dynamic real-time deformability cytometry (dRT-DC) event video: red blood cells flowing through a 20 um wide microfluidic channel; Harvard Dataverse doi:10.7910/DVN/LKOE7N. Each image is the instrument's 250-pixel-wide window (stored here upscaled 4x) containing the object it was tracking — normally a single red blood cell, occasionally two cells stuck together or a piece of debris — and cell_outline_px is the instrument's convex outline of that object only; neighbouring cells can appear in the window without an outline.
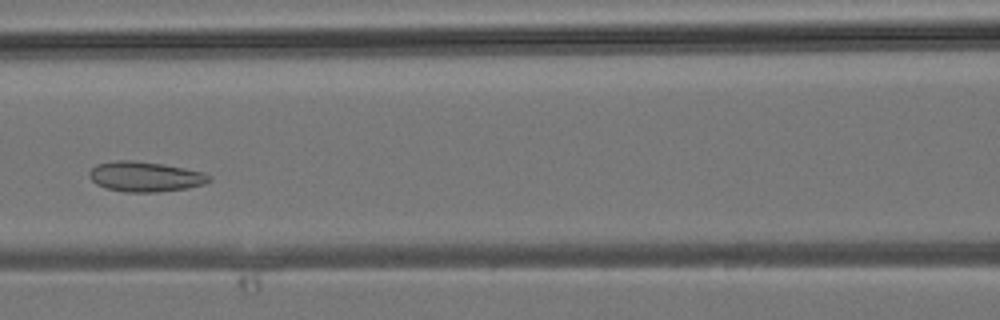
{"species": "common noctule bat (a hibernating species)", "species_latin": "Nyctalus noctula", "temperature_condition": "room temperature", "stored_images_in_passage": 33, "camera_frame_rate_fps": 3000, "um_per_image_px": 0.085, "animal": {"sex": "male", "body_mass_g": 19.2, "forearm_length_mm": 51.8}, "frame": {"image": 1, "passage_image": 14, "time_ms": 4.333, "image_size_px": [1000, 320], "cell_outline_px": [[212, 180], [204, 184], [188, 188], [156, 192], [124, 192], [104, 188], [96, 184], [88, 176], [88, 172], [96, 164], [116, 160], [132, 160], [164, 164], [204, 172], [212, 176]], "centroid_in_image_um": [12.34, 15.01], "position_along_channel_um": 154.3, "area_um2": 21.27}}
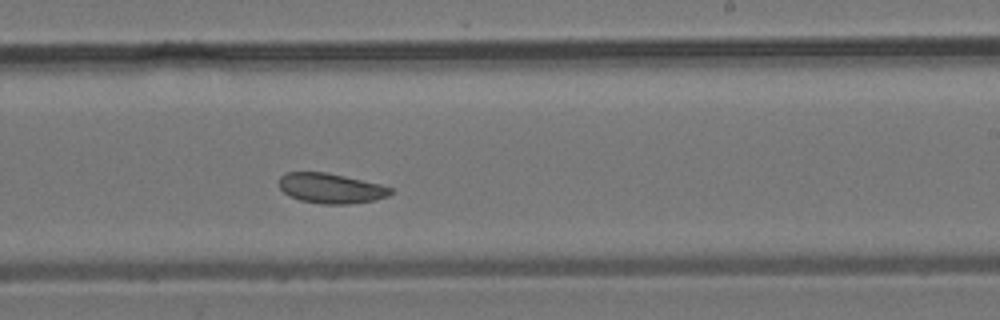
{"frame": {"image": 2, "passage_image": 20, "time_ms": 6.333, "image_size_px": [1000, 320], "cell_outline_px": [[392, 192], [388, 196], [376, 200], [348, 204], [320, 204], [300, 200], [284, 192], [280, 188], [280, 176], [284, 172], [328, 172], [380, 184], [392, 188]], "centroid_in_image_um": [28.13, 16.0], "position_along_channel_um": 260.9, "area_um2": 19.54}}
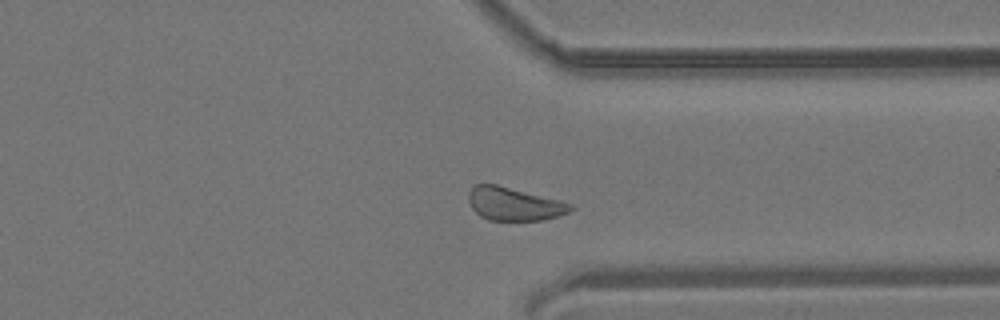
{"frame": {"image": 3, "passage_image": 26, "time_ms": 8.333, "image_size_px": [1000, 320], "cell_outline_px": [[576, 208], [568, 212], [556, 216], [540, 220], [488, 220], [480, 216], [472, 208], [468, 200], [468, 192], [476, 184], [496, 184], [560, 200], [572, 204]], "centroid_in_image_um": [43.68, 17.33], "position_along_channel_um": 367.7, "area_um2": 19.59}}